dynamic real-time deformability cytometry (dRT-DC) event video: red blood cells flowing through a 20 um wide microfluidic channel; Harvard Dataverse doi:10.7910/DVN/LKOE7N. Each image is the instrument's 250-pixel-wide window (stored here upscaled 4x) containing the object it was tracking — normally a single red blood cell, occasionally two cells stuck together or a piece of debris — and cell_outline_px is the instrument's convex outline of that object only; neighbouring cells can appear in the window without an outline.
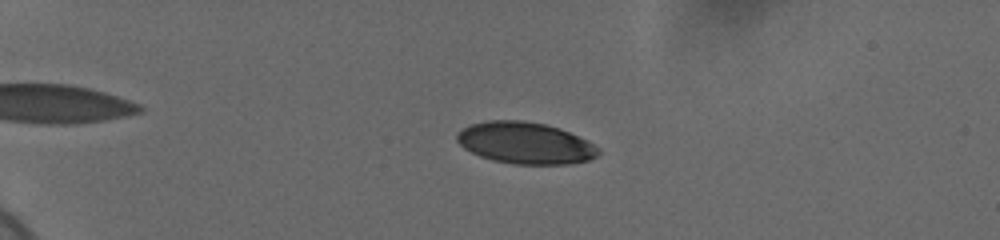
{"species": "human", "species_latin": "Homo sapiens", "temperature_condition": "cold", "stored_images_in_passage": 54, "camera_frame_rate_fps": 3000, "um_per_image_px": 0.085, "donor": {"sex": "female"}, "frame": {"image": 1, "passage_image": 11, "time_ms": 3.333, "image_size_px": [1000, 240], "cell_outline_px": [[600, 152], [596, 156], [588, 160], [572, 164], [512, 164], [492, 160], [480, 156], [464, 148], [456, 140], [456, 132], [472, 124], [488, 120], [524, 120], [544, 124], [560, 128], [588, 140], [600, 148]], "centroid_in_image_um": [44.66, 12.15], "position_along_channel_um": 40.3, "area_um2": 34.51}}
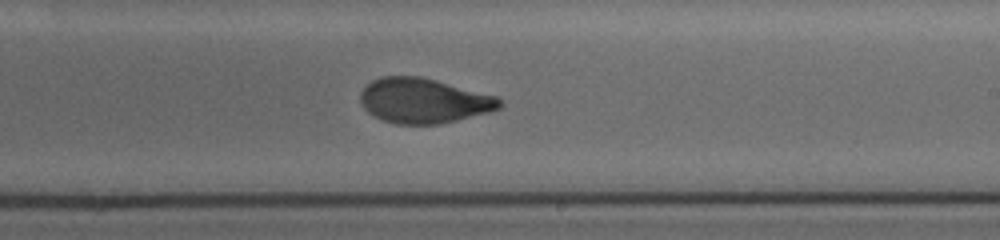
{"frame": {"image": 2, "passage_image": 34, "time_ms": 11.0, "image_size_px": [1000, 240], "cell_outline_px": [[504, 104], [500, 108], [488, 112], [440, 124], [396, 124], [384, 120], [368, 112], [364, 108], [360, 100], [360, 92], [372, 80], [380, 76], [420, 76], [436, 80], [496, 96]], "centroid_in_image_um": [36.0, 8.55], "position_along_channel_um": 253.0, "area_um2": 36.24}}
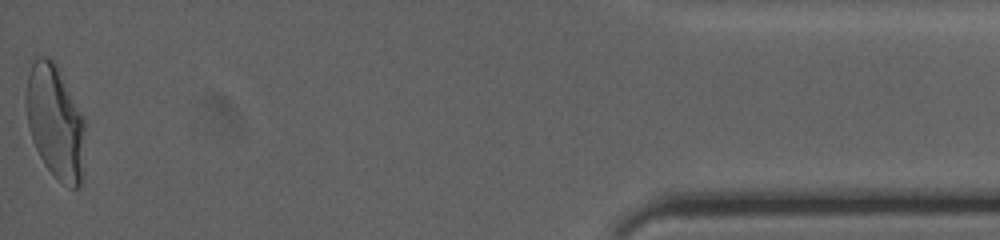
{"frame": {"image": 3, "passage_image": 54, "time_ms": 17.667, "image_size_px": [1000, 240], "cell_outline_px": [[84, 128], [80, 184], [76, 188], [72, 188], [56, 180], [44, 164], [32, 140], [28, 128], [24, 96], [28, 72], [36, 56], [48, 56], [56, 64], [84, 120]], "centroid_in_image_um": [4.63, 10.33], "position_along_channel_um": 430.6, "area_um2": 38.73}, "authors_computed_cell_mechanics": {"area_um2": 36.3562, "velocity_mm_per_s": 3.6879, "shape_relaxation_time_tau1_ms": 5.7984, "shape_relaxation_time_tau2_ms": 0.9323, "deformation_change_tau1": 0.1841, "deformation_change_tau2": 0.0611}}